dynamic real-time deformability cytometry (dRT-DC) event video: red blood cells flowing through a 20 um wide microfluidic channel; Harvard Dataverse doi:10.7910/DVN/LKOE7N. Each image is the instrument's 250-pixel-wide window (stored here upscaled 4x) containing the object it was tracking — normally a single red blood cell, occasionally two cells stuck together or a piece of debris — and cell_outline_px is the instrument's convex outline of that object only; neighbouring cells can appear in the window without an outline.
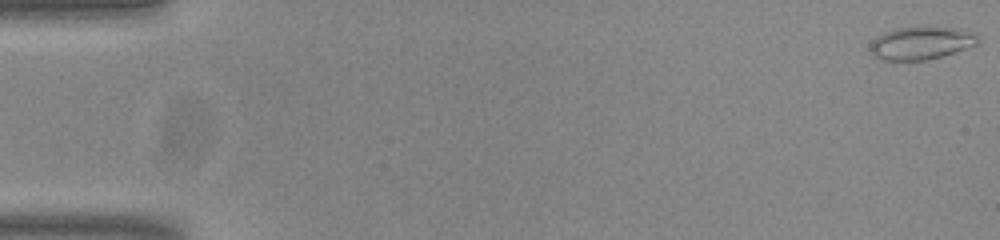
{"species": "common noctule bat (a hibernating species)", "species_latin": "Nyctalus noctula", "temperature_condition": "room temperature", "stored_images_in_passage": 54, "camera_frame_rate_fps": 3000, "um_per_image_px": 0.085, "animal": {"sex": "male", "body_mass_g": 20.0, "forearm_length_mm": 53.3}, "frame": {"image": 1, "passage_image": 1, "time_ms": 0.0, "image_size_px": [1000, 240], "cell_outline_px": [[980, 40], [976, 44], [928, 60], [880, 60], [872, 52], [872, 40], [876, 36], [884, 32], [896, 28], [928, 24], [968, 28], [976, 32]], "centroid_in_image_um": [78.37, 3.58], "position_along_channel_um": 6.6, "area_um2": 21.33}}
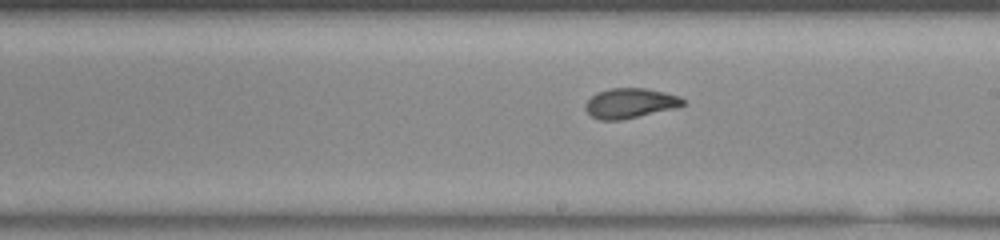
{"frame": {"image": 2, "passage_image": 31, "time_ms": 10.0, "image_size_px": [1000, 240], "cell_outline_px": [[688, 104], [676, 108], [620, 120], [600, 120], [592, 116], [584, 108], [584, 104], [596, 92], [612, 88], [644, 88], [664, 92], [680, 96]], "centroid_in_image_um": [53.58, 8.77], "position_along_channel_um": 235.4, "area_um2": 17.05}}
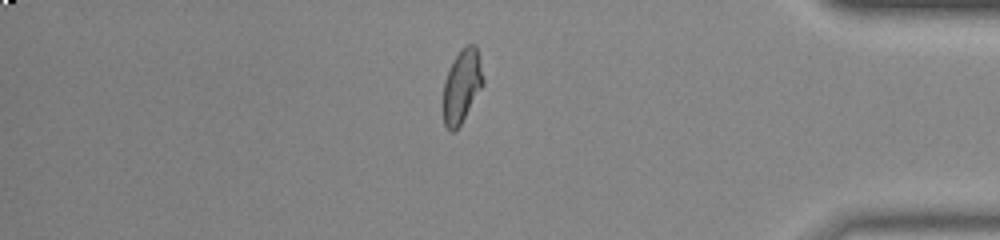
{"frame": {"image": 3, "passage_image": 46, "time_ms": 15.0, "image_size_px": [1000, 240], "cell_outline_px": [[484, 84], [460, 124], [452, 132], [444, 124], [440, 104], [444, 80], [456, 56], [468, 44], [476, 44], [484, 80]], "centroid_in_image_um": [39.21, 7.35], "position_along_channel_um": 396.0, "area_um2": 17.11}, "authors_computed_cell_mechanics": {"area_um2": 17.6868, "velocity_mm_per_s": 3.8345, "shape_relaxation_time_tau1_ms": null, "shape_relaxation_time_tau2_ms": 1.4073, "deformation_change_tau1": null, "deformation_change_tau2": 0.0724}}